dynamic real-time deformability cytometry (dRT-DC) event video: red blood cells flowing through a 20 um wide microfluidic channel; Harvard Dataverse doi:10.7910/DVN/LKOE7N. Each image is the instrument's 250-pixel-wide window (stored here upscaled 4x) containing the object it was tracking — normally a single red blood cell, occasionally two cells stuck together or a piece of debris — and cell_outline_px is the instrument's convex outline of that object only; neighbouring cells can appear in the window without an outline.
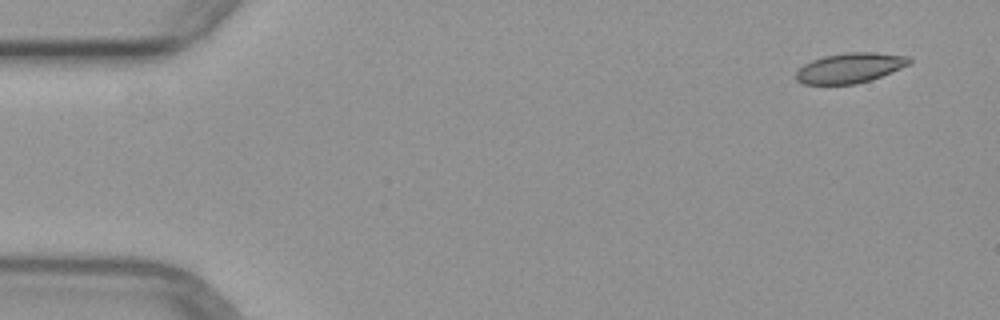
{"species": "common noctule bat (a hibernating species)", "species_latin": "Nyctalus noctula", "temperature_condition": "warm", "stored_images_in_passage": 5, "segment_of_instrument_passage": [2, 2], "camera_frame_rate_fps": 3000, "um_per_image_px": 0.085, "animal": {"sex": "female", "body_mass_g": 29.2, "forearm_length_mm": 56.3}, "frame": {"image": 1, "passage_image": 5, "time_ms": 5.667, "image_size_px": [1000, 320], "cell_outline_px": [[912, 64], [872, 80], [856, 84], [804, 84], [796, 80], [796, 72], [804, 64], [812, 60], [824, 56], [848, 52], [872, 52], [908, 56], [912, 60]], "centroid_in_image_um": [72.28, 5.77], "position_along_channel_um": 12.7, "area_um2": 19.94}}